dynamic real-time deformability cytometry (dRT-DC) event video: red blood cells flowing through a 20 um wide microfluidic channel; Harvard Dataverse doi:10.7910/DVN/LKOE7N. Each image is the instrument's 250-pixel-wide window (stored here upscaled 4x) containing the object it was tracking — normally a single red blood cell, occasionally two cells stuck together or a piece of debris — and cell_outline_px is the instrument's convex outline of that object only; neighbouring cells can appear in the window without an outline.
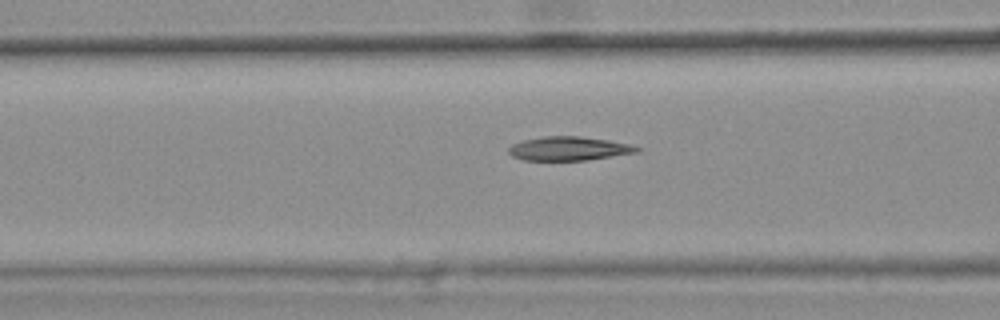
{"species": "common noctule bat (a hibernating species)", "species_latin": "Nyctalus noctula", "temperature_condition": "warm", "stored_images_in_passage": 48, "camera_frame_rate_fps": 3000, "um_per_image_px": 0.085, "animal": {"sex": "female", "body_mass_g": 25.1}, "frame": {"image": 1, "passage_image": 21, "time_ms": 6.667, "image_size_px": [1000, 320], "cell_outline_px": [[640, 148], [636, 152], [588, 160], [524, 160], [512, 156], [508, 152], [508, 148], [512, 144], [524, 140], [544, 136], [580, 136], [608, 140], [628, 144]], "centroid_in_image_um": [48.3, 12.63], "position_along_channel_um": 118.3, "area_um2": 17.63}, "authors_computed_cell_mechanics": {"area_um2": 18.3515, "velocity_mm_per_s": 3.8135, "shape_relaxation_time_tau1_ms": null, "shape_relaxation_time_tau2_ms": 3.3013, "deformation_change_tau1": null, "deformation_change_tau2": 0.1242}}